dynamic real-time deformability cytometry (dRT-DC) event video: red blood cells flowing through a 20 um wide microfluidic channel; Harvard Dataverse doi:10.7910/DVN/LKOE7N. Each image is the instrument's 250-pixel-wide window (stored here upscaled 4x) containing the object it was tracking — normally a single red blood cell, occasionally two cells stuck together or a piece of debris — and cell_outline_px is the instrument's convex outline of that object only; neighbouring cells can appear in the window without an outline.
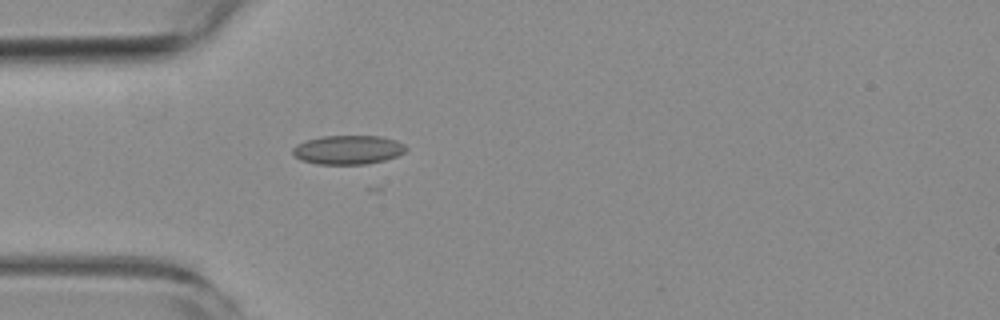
{"species": "common noctule bat (a hibernating species)", "species_latin": "Nyctalus noctula", "temperature_condition": "room temperature", "stored_images_in_passage": 4, "camera_frame_rate_fps": 3000, "um_per_image_px": 0.085, "animal": {"sex": "female", "body_mass_g": 19.3, "forearm_length_mm": 54.1}, "frame": {"image": 1, "passage_image": 4, "time_ms": 6.667, "image_size_px": [1000, 320], "cell_outline_px": [[408, 148], [404, 152], [396, 156], [384, 160], [364, 164], [316, 164], [300, 160], [292, 152], [292, 148], [296, 144], [320, 136], [380, 136], [396, 140], [404, 144]], "centroid_in_image_um": [29.57, 12.73], "position_along_channel_um": 55.4, "area_um2": 19.13}}